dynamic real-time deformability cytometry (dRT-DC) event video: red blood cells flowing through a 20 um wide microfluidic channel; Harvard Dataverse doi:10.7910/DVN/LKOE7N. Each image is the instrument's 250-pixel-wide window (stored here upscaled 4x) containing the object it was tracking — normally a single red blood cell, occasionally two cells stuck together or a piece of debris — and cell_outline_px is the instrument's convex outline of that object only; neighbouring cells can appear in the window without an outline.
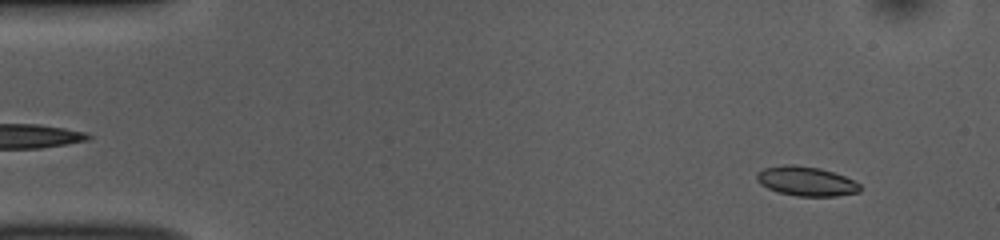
{"species": "common noctule bat (a hibernating species)", "species_latin": "Nyctalus noctula", "temperature_condition": "room temperature", "stored_images_in_passage": 51, "camera_frame_rate_fps": 3000, "um_per_image_px": 0.085, "animal": {"sex": "female", "body_mass_g": 10.0, "forearm_length_mm": 53.1}, "frame": {"image": 1, "passage_image": 4, "time_ms": 1.0, "image_size_px": [1000, 240], "cell_outline_px": [[860, 192], [836, 196], [796, 196], [780, 192], [768, 188], [760, 184], [756, 180], [756, 172], [764, 168], [784, 164], [792, 164], [820, 168], [844, 176], [860, 184]], "centroid_in_image_um": [68.5, 15.4], "position_along_channel_um": 16.5, "area_um2": 17.69}}
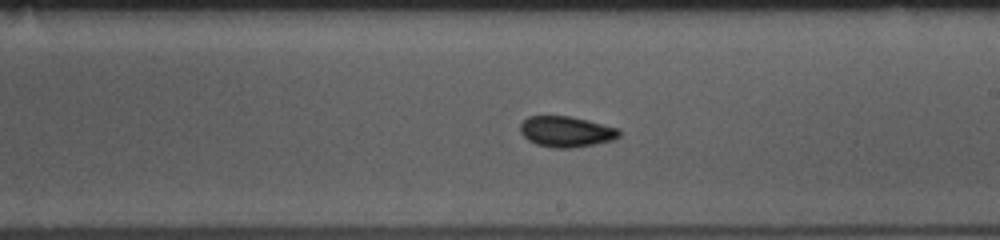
{"frame": {"image": 2, "passage_image": 29, "time_ms": 9.333, "image_size_px": [1000, 240], "cell_outline_px": [[620, 136], [612, 140], [572, 148], [552, 148], [536, 144], [528, 140], [520, 132], [520, 124], [528, 116], [568, 116], [588, 120], [620, 128]], "centroid_in_image_um": [48.12, 11.18], "position_along_channel_um": 240.9, "area_um2": 17.74}}
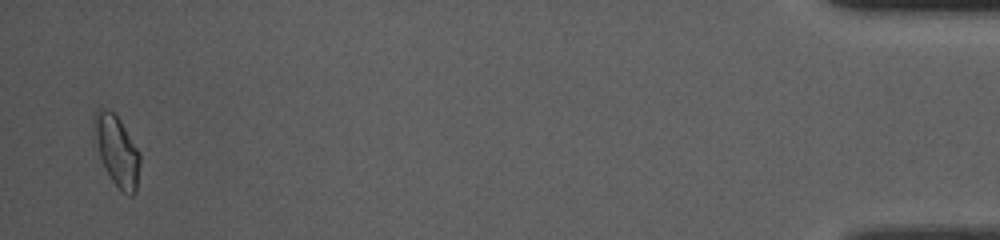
{"frame": {"image": 3, "passage_image": 50, "time_ms": 16.333, "image_size_px": [1000, 240], "cell_outline_px": [[140, 164], [136, 192], [132, 196], [128, 196], [112, 180], [100, 156], [96, 140], [92, 120], [96, 112], [100, 108], [104, 108], [112, 112], [120, 120], [140, 152]], "centroid_in_image_um": [9.96, 12.81], "position_along_channel_um": 425.2, "area_um2": 18.38}, "authors_computed_cell_mechanics": {"area_um2": 17.2822, "velocity_mm_per_s": 3.8453, "shape_relaxation_time_tau1_ms": 3.2013, "shape_relaxation_time_tau2_ms": 1.7697, "deformation_change_tau1": 0.1085, "deformation_change_tau2": 0.0568}}